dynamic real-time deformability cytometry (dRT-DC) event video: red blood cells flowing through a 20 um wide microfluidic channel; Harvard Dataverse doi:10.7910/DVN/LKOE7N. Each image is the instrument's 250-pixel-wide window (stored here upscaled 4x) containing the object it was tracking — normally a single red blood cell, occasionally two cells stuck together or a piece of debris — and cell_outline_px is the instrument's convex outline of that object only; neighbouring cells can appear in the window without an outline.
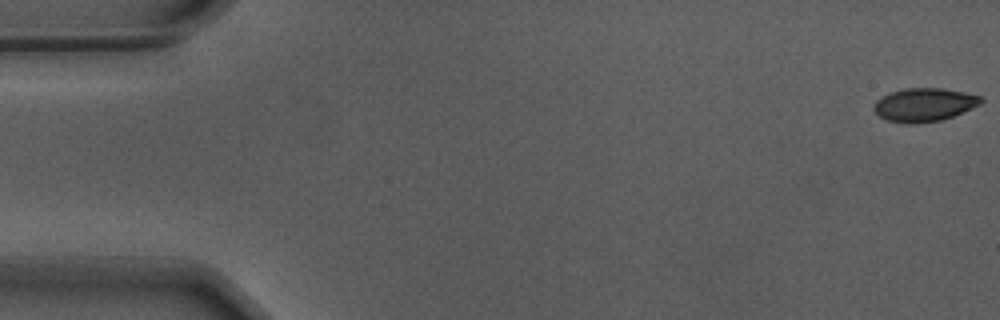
{"species": "Egyptian fruit bat (a non-hibernating species)", "species_latin": "Rousettus aegyptiacus", "temperature_condition": "warm", "stored_images_in_passage": 56, "camera_frame_rate_fps": 3000, "um_per_image_px": 0.085, "animal": {"sex": "male"}, "frame": {"image": 1, "passage_image": 1, "time_ms": 0.0, "image_size_px": [1000, 320], "cell_outline_px": [[984, 100], [980, 104], [952, 116], [940, 120], [912, 124], [908, 124], [888, 120], [880, 116], [872, 108], [872, 104], [876, 100], [892, 92], [904, 88], [940, 88], [964, 92], [980, 96]], "centroid_in_image_um": [78.53, 8.9], "position_along_channel_um": 6.5, "area_um2": 20.58}}
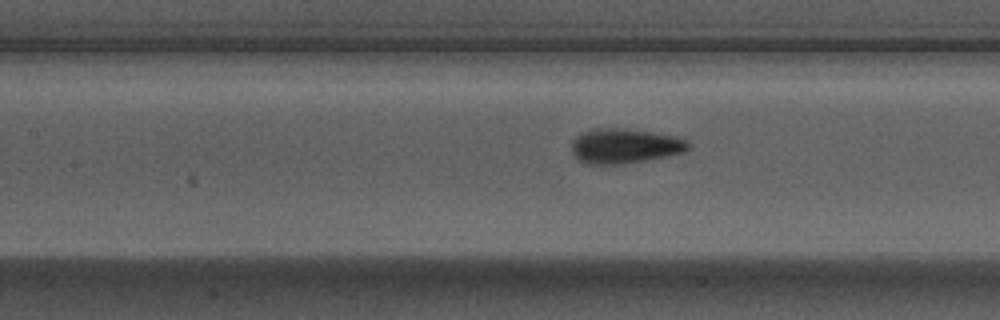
{"frame": {"image": 2, "passage_image": 25, "time_ms": 8.0, "image_size_px": [1000, 320], "cell_outline_px": [[688, 148], [684, 152], [624, 164], [584, 164], [572, 152], [572, 140], [576, 136], [592, 128], [616, 128], [652, 132], [676, 136], [684, 140], [688, 144]], "centroid_in_image_um": [53.05, 12.41], "position_along_channel_um": 154.4, "area_um2": 23.35}}
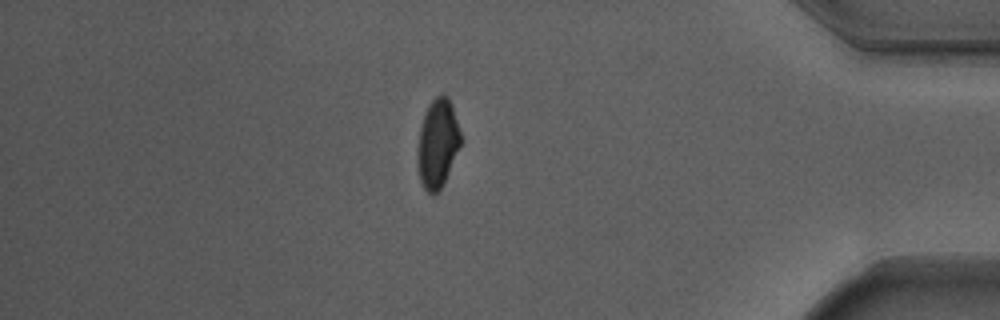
{"frame": {"image": 3, "passage_image": 48, "time_ms": 15.667, "image_size_px": [1000, 320], "cell_outline_px": [[460, 144], [444, 184], [432, 196], [424, 188], [420, 180], [416, 160], [416, 152], [420, 128], [428, 104], [440, 92], [444, 92], [448, 96], [452, 104], [460, 132]], "centroid_in_image_um": [37.17, 12.17], "position_along_channel_um": 398.0, "area_um2": 22.43}}